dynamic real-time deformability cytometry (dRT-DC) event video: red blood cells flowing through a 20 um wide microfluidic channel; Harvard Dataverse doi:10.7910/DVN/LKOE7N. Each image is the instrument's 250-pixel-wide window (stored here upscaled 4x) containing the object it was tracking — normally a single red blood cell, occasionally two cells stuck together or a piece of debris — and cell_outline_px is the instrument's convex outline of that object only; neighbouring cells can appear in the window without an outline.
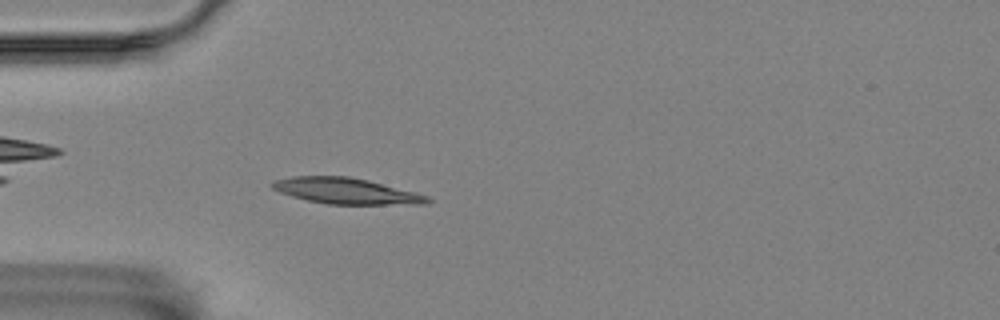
{"species": "Egyptian fruit bat (a non-hibernating species)", "species_latin": "Rousettus aegyptiacus", "temperature_condition": "room temperature", "stored_images_in_passage": 4, "camera_frame_rate_fps": 3000, "um_per_image_px": 0.085, "animal": {"sex": "female"}, "frame": {"image": 1, "passage_image": 4, "time_ms": 3.333, "image_size_px": [1000, 320], "cell_outline_px": [[432, 200], [428, 204], [328, 204], [308, 200], [292, 196], [280, 192], [272, 188], [268, 184], [272, 180], [292, 176], [348, 176], [368, 180], [416, 192], [428, 196]], "centroid_in_image_um": [29.4, 16.22], "position_along_channel_um": 55.6, "area_um2": 23.52}}